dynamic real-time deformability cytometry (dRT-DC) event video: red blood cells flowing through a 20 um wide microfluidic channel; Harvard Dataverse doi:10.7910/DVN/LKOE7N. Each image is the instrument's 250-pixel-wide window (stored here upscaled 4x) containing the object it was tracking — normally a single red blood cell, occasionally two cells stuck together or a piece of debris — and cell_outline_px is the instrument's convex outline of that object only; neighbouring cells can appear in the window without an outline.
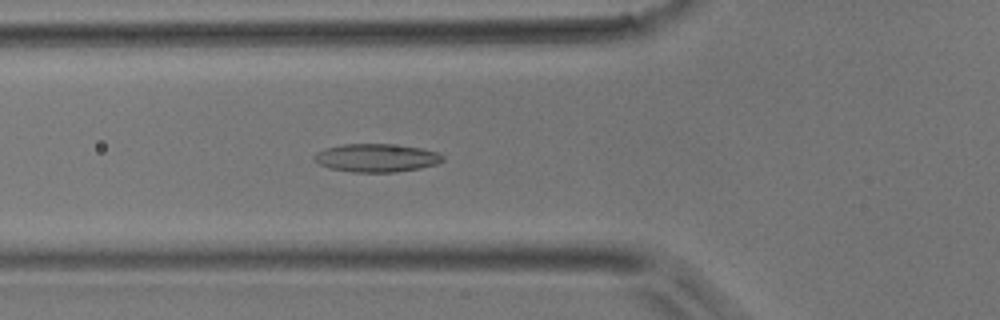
{"species": "common noctule bat (a hibernating species)", "species_latin": "Nyctalus noctula", "temperature_condition": "room temperature", "stored_images_in_passage": 40, "camera_frame_rate_fps": 3000, "um_per_image_px": 0.085, "animal": {"sex": "male", "body_mass_g": 17.9}, "frame": {"image": 1, "passage_image": 9, "time_ms": 2.667, "image_size_px": [1000, 320], "cell_outline_px": [[444, 160], [436, 164], [420, 168], [396, 172], [352, 172], [328, 168], [312, 160], [312, 156], [316, 152], [324, 148], [344, 144], [388, 144], [420, 148], [436, 152], [444, 156]], "centroid_in_image_um": [31.94, 13.42], "position_along_channel_um": 93.9, "area_um2": 21.15}}
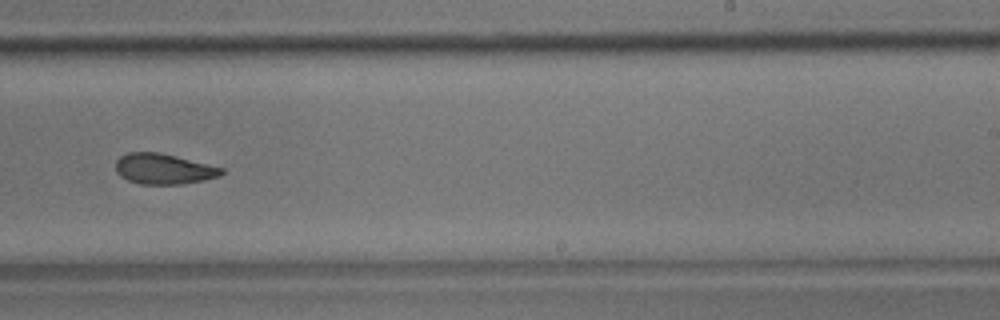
{"frame": {"image": 2, "passage_image": 22, "time_ms": 7.0, "image_size_px": [1000, 320], "cell_outline_px": [[224, 172], [220, 176], [204, 180], [184, 184], [140, 184], [128, 180], [120, 176], [116, 172], [116, 160], [120, 156], [128, 152], [156, 152], [176, 156], [224, 168]], "centroid_in_image_um": [13.9, 14.36], "position_along_channel_um": 275.1, "area_um2": 18.84}}
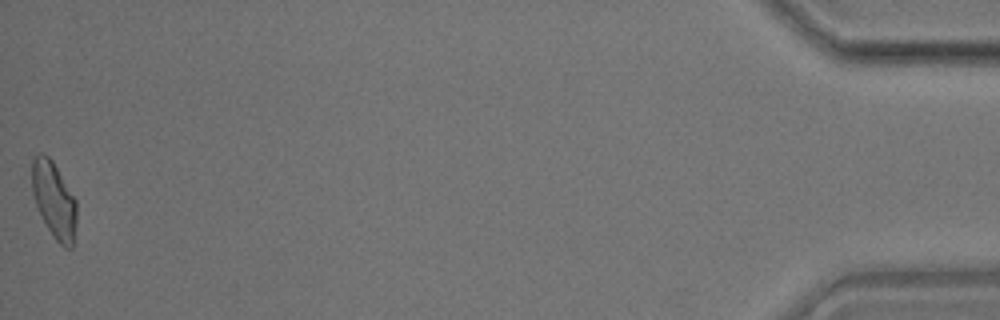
{"frame": {"image": 3, "passage_image": 40, "time_ms": 13.0, "image_size_px": [1000, 320], "cell_outline_px": [[76, 224], [72, 248], [64, 248], [56, 240], [48, 228], [36, 204], [32, 192], [32, 160], [40, 152], [48, 156], [52, 160], [76, 200]], "centroid_in_image_um": [4.6, 17.0], "position_along_channel_um": 430.6, "area_um2": 19.54}}